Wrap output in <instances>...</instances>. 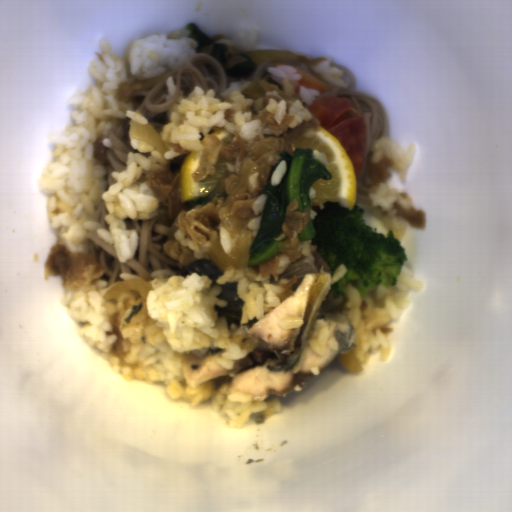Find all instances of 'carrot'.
I'll list each match as a JSON object with an SVG mask.
<instances>
[{
    "label": "carrot",
    "instance_id": "b8716197",
    "mask_svg": "<svg viewBox=\"0 0 512 512\" xmlns=\"http://www.w3.org/2000/svg\"><path fill=\"white\" fill-rule=\"evenodd\" d=\"M277 66L295 67V66H292V65L278 63V62L274 63V68H276ZM295 68L302 75V79L301 80H297V87L295 89L296 94L299 95L300 86L301 85H303V86H305L307 88H312V89H315L317 91H320V95L324 94V93H327V92H330L331 88L329 87V85L327 83H325V82L319 80L318 78L308 74L307 72H305L304 70H302L299 67H295Z\"/></svg>",
    "mask_w": 512,
    "mask_h": 512
}]
</instances>
